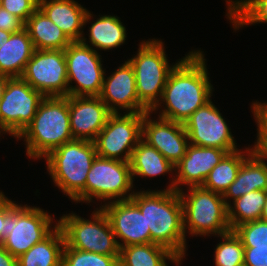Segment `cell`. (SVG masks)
I'll return each mask as SVG.
<instances>
[{"label":"cell","instance_id":"1","mask_svg":"<svg viewBox=\"0 0 267 266\" xmlns=\"http://www.w3.org/2000/svg\"><path fill=\"white\" fill-rule=\"evenodd\" d=\"M205 61L201 50H192L180 59L169 74L159 104L151 112L158 111L164 102V110L158 116L184 124L190 115L212 100L213 86Z\"/></svg>","mask_w":267,"mask_h":266},{"label":"cell","instance_id":"2","mask_svg":"<svg viewBox=\"0 0 267 266\" xmlns=\"http://www.w3.org/2000/svg\"><path fill=\"white\" fill-rule=\"evenodd\" d=\"M130 200L140 209L150 230V243L168 248L177 257L186 255L183 207L175 190L136 191Z\"/></svg>","mask_w":267,"mask_h":266},{"label":"cell","instance_id":"3","mask_svg":"<svg viewBox=\"0 0 267 266\" xmlns=\"http://www.w3.org/2000/svg\"><path fill=\"white\" fill-rule=\"evenodd\" d=\"M24 139L26 155L40 159L74 140L70 127L69 96L45 97L32 122L16 138Z\"/></svg>","mask_w":267,"mask_h":266},{"label":"cell","instance_id":"4","mask_svg":"<svg viewBox=\"0 0 267 266\" xmlns=\"http://www.w3.org/2000/svg\"><path fill=\"white\" fill-rule=\"evenodd\" d=\"M96 156L93 141L74 139L51 151L44 159L55 186L72 202L85 203L87 174Z\"/></svg>","mask_w":267,"mask_h":266},{"label":"cell","instance_id":"5","mask_svg":"<svg viewBox=\"0 0 267 266\" xmlns=\"http://www.w3.org/2000/svg\"><path fill=\"white\" fill-rule=\"evenodd\" d=\"M189 192L179 191L183 207L185 235L220 236L231 231L228 208L223 195L202 186L187 187Z\"/></svg>","mask_w":267,"mask_h":266},{"label":"cell","instance_id":"6","mask_svg":"<svg viewBox=\"0 0 267 266\" xmlns=\"http://www.w3.org/2000/svg\"><path fill=\"white\" fill-rule=\"evenodd\" d=\"M128 61L135 72L140 104L152 111L161 100L170 72L180 61L170 66L163 42L154 38L140 42L136 56Z\"/></svg>","mask_w":267,"mask_h":266},{"label":"cell","instance_id":"7","mask_svg":"<svg viewBox=\"0 0 267 266\" xmlns=\"http://www.w3.org/2000/svg\"><path fill=\"white\" fill-rule=\"evenodd\" d=\"M91 215V220L73 212L60 217L58 225L63 231L65 243L78 250L119 256L120 248L106 213L99 207Z\"/></svg>","mask_w":267,"mask_h":266},{"label":"cell","instance_id":"8","mask_svg":"<svg viewBox=\"0 0 267 266\" xmlns=\"http://www.w3.org/2000/svg\"><path fill=\"white\" fill-rule=\"evenodd\" d=\"M133 185L130 161L96 156L87 174L85 201L93 202L92 198L108 200V203L130 200L135 193Z\"/></svg>","mask_w":267,"mask_h":266},{"label":"cell","instance_id":"9","mask_svg":"<svg viewBox=\"0 0 267 266\" xmlns=\"http://www.w3.org/2000/svg\"><path fill=\"white\" fill-rule=\"evenodd\" d=\"M52 222L53 216L40 207L17 204L8 213L6 237L1 245L18 258L54 230L58 221L53 227Z\"/></svg>","mask_w":267,"mask_h":266},{"label":"cell","instance_id":"10","mask_svg":"<svg viewBox=\"0 0 267 266\" xmlns=\"http://www.w3.org/2000/svg\"><path fill=\"white\" fill-rule=\"evenodd\" d=\"M143 115L144 113H111L93 141L97 156L130 161L134 148L142 138Z\"/></svg>","mask_w":267,"mask_h":266},{"label":"cell","instance_id":"11","mask_svg":"<svg viewBox=\"0 0 267 266\" xmlns=\"http://www.w3.org/2000/svg\"><path fill=\"white\" fill-rule=\"evenodd\" d=\"M44 98L21 77L9 78L0 102V125L17 138L32 122Z\"/></svg>","mask_w":267,"mask_h":266},{"label":"cell","instance_id":"12","mask_svg":"<svg viewBox=\"0 0 267 266\" xmlns=\"http://www.w3.org/2000/svg\"><path fill=\"white\" fill-rule=\"evenodd\" d=\"M64 55L68 74V96H99L106 74L99 52L81 41H74L64 49ZM72 81L75 86L71 85Z\"/></svg>","mask_w":267,"mask_h":266},{"label":"cell","instance_id":"13","mask_svg":"<svg viewBox=\"0 0 267 266\" xmlns=\"http://www.w3.org/2000/svg\"><path fill=\"white\" fill-rule=\"evenodd\" d=\"M21 78L45 97L68 96L64 50H35Z\"/></svg>","mask_w":267,"mask_h":266},{"label":"cell","instance_id":"14","mask_svg":"<svg viewBox=\"0 0 267 266\" xmlns=\"http://www.w3.org/2000/svg\"><path fill=\"white\" fill-rule=\"evenodd\" d=\"M183 125L189 144L220 148L227 153L238 150L231 129L211 100L190 115Z\"/></svg>","mask_w":267,"mask_h":266},{"label":"cell","instance_id":"15","mask_svg":"<svg viewBox=\"0 0 267 266\" xmlns=\"http://www.w3.org/2000/svg\"><path fill=\"white\" fill-rule=\"evenodd\" d=\"M151 113L147 111L143 115L141 139L176 166L185 156L189 145L184 125L159 116L156 120L151 119Z\"/></svg>","mask_w":267,"mask_h":266},{"label":"cell","instance_id":"16","mask_svg":"<svg viewBox=\"0 0 267 266\" xmlns=\"http://www.w3.org/2000/svg\"><path fill=\"white\" fill-rule=\"evenodd\" d=\"M100 207L108 216L119 248L150 243L145 217L131 200L105 202Z\"/></svg>","mask_w":267,"mask_h":266},{"label":"cell","instance_id":"17","mask_svg":"<svg viewBox=\"0 0 267 266\" xmlns=\"http://www.w3.org/2000/svg\"><path fill=\"white\" fill-rule=\"evenodd\" d=\"M226 154L227 152L220 148L189 144L185 156L174 166L176 177H172L171 184L166 189L179 192L183 189L180 185L202 186L209 172Z\"/></svg>","mask_w":267,"mask_h":266},{"label":"cell","instance_id":"18","mask_svg":"<svg viewBox=\"0 0 267 266\" xmlns=\"http://www.w3.org/2000/svg\"><path fill=\"white\" fill-rule=\"evenodd\" d=\"M99 97L111 113H119L121 109H125L126 113L147 112L140 104L136 91L135 72L128 60L109 77L104 76Z\"/></svg>","mask_w":267,"mask_h":266},{"label":"cell","instance_id":"19","mask_svg":"<svg viewBox=\"0 0 267 266\" xmlns=\"http://www.w3.org/2000/svg\"><path fill=\"white\" fill-rule=\"evenodd\" d=\"M111 114L99 96H69V117L72 136L94 141Z\"/></svg>","mask_w":267,"mask_h":266},{"label":"cell","instance_id":"20","mask_svg":"<svg viewBox=\"0 0 267 266\" xmlns=\"http://www.w3.org/2000/svg\"><path fill=\"white\" fill-rule=\"evenodd\" d=\"M38 7L72 41H81L92 14L74 0H38Z\"/></svg>","mask_w":267,"mask_h":266},{"label":"cell","instance_id":"21","mask_svg":"<svg viewBox=\"0 0 267 266\" xmlns=\"http://www.w3.org/2000/svg\"><path fill=\"white\" fill-rule=\"evenodd\" d=\"M35 50L25 28L18 33H12L10 38L4 39L0 45V75L21 77Z\"/></svg>","mask_w":267,"mask_h":266},{"label":"cell","instance_id":"22","mask_svg":"<svg viewBox=\"0 0 267 266\" xmlns=\"http://www.w3.org/2000/svg\"><path fill=\"white\" fill-rule=\"evenodd\" d=\"M255 190L267 191V164L251 153L243 161L236 179L223 194V199L229 206L231 199L234 201Z\"/></svg>","mask_w":267,"mask_h":266},{"label":"cell","instance_id":"23","mask_svg":"<svg viewBox=\"0 0 267 266\" xmlns=\"http://www.w3.org/2000/svg\"><path fill=\"white\" fill-rule=\"evenodd\" d=\"M24 28L36 50H64L72 42L39 7L28 18Z\"/></svg>","mask_w":267,"mask_h":266},{"label":"cell","instance_id":"24","mask_svg":"<svg viewBox=\"0 0 267 266\" xmlns=\"http://www.w3.org/2000/svg\"><path fill=\"white\" fill-rule=\"evenodd\" d=\"M65 237L59 225L43 240L17 258V266H62Z\"/></svg>","mask_w":267,"mask_h":266},{"label":"cell","instance_id":"25","mask_svg":"<svg viewBox=\"0 0 267 266\" xmlns=\"http://www.w3.org/2000/svg\"><path fill=\"white\" fill-rule=\"evenodd\" d=\"M183 258L156 243L129 245L120 247L119 266H168L167 260L179 266Z\"/></svg>","mask_w":267,"mask_h":266},{"label":"cell","instance_id":"26","mask_svg":"<svg viewBox=\"0 0 267 266\" xmlns=\"http://www.w3.org/2000/svg\"><path fill=\"white\" fill-rule=\"evenodd\" d=\"M99 17L96 21H93L94 23L91 24L88 30L90 45L86 42L87 38L84 36L81 42L95 51L99 49L106 51L123 45L127 34L126 28L123 26L119 17L114 15H99Z\"/></svg>","mask_w":267,"mask_h":266},{"label":"cell","instance_id":"27","mask_svg":"<svg viewBox=\"0 0 267 266\" xmlns=\"http://www.w3.org/2000/svg\"><path fill=\"white\" fill-rule=\"evenodd\" d=\"M132 178L156 177L166 173H173L174 166L154 147L142 139L132 152L130 159Z\"/></svg>","mask_w":267,"mask_h":266},{"label":"cell","instance_id":"28","mask_svg":"<svg viewBox=\"0 0 267 266\" xmlns=\"http://www.w3.org/2000/svg\"><path fill=\"white\" fill-rule=\"evenodd\" d=\"M245 149L227 153L209 172L202 187L223 195L236 179L243 161L251 154L250 147Z\"/></svg>","mask_w":267,"mask_h":266},{"label":"cell","instance_id":"29","mask_svg":"<svg viewBox=\"0 0 267 266\" xmlns=\"http://www.w3.org/2000/svg\"><path fill=\"white\" fill-rule=\"evenodd\" d=\"M266 198L267 191L255 190L232 201L233 206H227L231 231L241 224L259 220Z\"/></svg>","mask_w":267,"mask_h":266},{"label":"cell","instance_id":"30","mask_svg":"<svg viewBox=\"0 0 267 266\" xmlns=\"http://www.w3.org/2000/svg\"><path fill=\"white\" fill-rule=\"evenodd\" d=\"M227 16L235 30L249 24L267 23V0H225Z\"/></svg>","mask_w":267,"mask_h":266},{"label":"cell","instance_id":"31","mask_svg":"<svg viewBox=\"0 0 267 266\" xmlns=\"http://www.w3.org/2000/svg\"><path fill=\"white\" fill-rule=\"evenodd\" d=\"M220 239L223 242L215 248V266H244V246L235 232L220 235Z\"/></svg>","mask_w":267,"mask_h":266},{"label":"cell","instance_id":"32","mask_svg":"<svg viewBox=\"0 0 267 266\" xmlns=\"http://www.w3.org/2000/svg\"><path fill=\"white\" fill-rule=\"evenodd\" d=\"M62 266H119V256H108L75 248L66 243L62 254Z\"/></svg>","mask_w":267,"mask_h":266},{"label":"cell","instance_id":"33","mask_svg":"<svg viewBox=\"0 0 267 266\" xmlns=\"http://www.w3.org/2000/svg\"><path fill=\"white\" fill-rule=\"evenodd\" d=\"M235 234L244 247L267 248V221L255 220L237 226Z\"/></svg>","mask_w":267,"mask_h":266},{"label":"cell","instance_id":"34","mask_svg":"<svg viewBox=\"0 0 267 266\" xmlns=\"http://www.w3.org/2000/svg\"><path fill=\"white\" fill-rule=\"evenodd\" d=\"M257 123V141L251 153L258 159L267 160V107L261 102H253L250 107Z\"/></svg>","mask_w":267,"mask_h":266},{"label":"cell","instance_id":"35","mask_svg":"<svg viewBox=\"0 0 267 266\" xmlns=\"http://www.w3.org/2000/svg\"><path fill=\"white\" fill-rule=\"evenodd\" d=\"M0 6L25 24L38 8V0H0Z\"/></svg>","mask_w":267,"mask_h":266},{"label":"cell","instance_id":"36","mask_svg":"<svg viewBox=\"0 0 267 266\" xmlns=\"http://www.w3.org/2000/svg\"><path fill=\"white\" fill-rule=\"evenodd\" d=\"M244 266H267V248L244 247Z\"/></svg>","mask_w":267,"mask_h":266},{"label":"cell","instance_id":"37","mask_svg":"<svg viewBox=\"0 0 267 266\" xmlns=\"http://www.w3.org/2000/svg\"><path fill=\"white\" fill-rule=\"evenodd\" d=\"M17 205L11 199H8L3 192L0 191V245L6 237L8 227V213Z\"/></svg>","mask_w":267,"mask_h":266},{"label":"cell","instance_id":"38","mask_svg":"<svg viewBox=\"0 0 267 266\" xmlns=\"http://www.w3.org/2000/svg\"><path fill=\"white\" fill-rule=\"evenodd\" d=\"M24 23L15 15L0 6V29L11 33H18L24 29Z\"/></svg>","mask_w":267,"mask_h":266},{"label":"cell","instance_id":"39","mask_svg":"<svg viewBox=\"0 0 267 266\" xmlns=\"http://www.w3.org/2000/svg\"><path fill=\"white\" fill-rule=\"evenodd\" d=\"M0 266H17V258L0 245Z\"/></svg>","mask_w":267,"mask_h":266},{"label":"cell","instance_id":"40","mask_svg":"<svg viewBox=\"0 0 267 266\" xmlns=\"http://www.w3.org/2000/svg\"><path fill=\"white\" fill-rule=\"evenodd\" d=\"M9 78L10 77L0 75V102H1V99H2V96H3V92H4V89H5L7 80Z\"/></svg>","mask_w":267,"mask_h":266},{"label":"cell","instance_id":"41","mask_svg":"<svg viewBox=\"0 0 267 266\" xmlns=\"http://www.w3.org/2000/svg\"><path fill=\"white\" fill-rule=\"evenodd\" d=\"M11 34H12L11 32L3 31L0 29V45H2L4 39H9Z\"/></svg>","mask_w":267,"mask_h":266},{"label":"cell","instance_id":"42","mask_svg":"<svg viewBox=\"0 0 267 266\" xmlns=\"http://www.w3.org/2000/svg\"><path fill=\"white\" fill-rule=\"evenodd\" d=\"M261 220H264V221H267V198H266V202L263 206V209H262V214H261Z\"/></svg>","mask_w":267,"mask_h":266},{"label":"cell","instance_id":"43","mask_svg":"<svg viewBox=\"0 0 267 266\" xmlns=\"http://www.w3.org/2000/svg\"><path fill=\"white\" fill-rule=\"evenodd\" d=\"M1 133H7V131L0 125V136H1Z\"/></svg>","mask_w":267,"mask_h":266}]
</instances>
